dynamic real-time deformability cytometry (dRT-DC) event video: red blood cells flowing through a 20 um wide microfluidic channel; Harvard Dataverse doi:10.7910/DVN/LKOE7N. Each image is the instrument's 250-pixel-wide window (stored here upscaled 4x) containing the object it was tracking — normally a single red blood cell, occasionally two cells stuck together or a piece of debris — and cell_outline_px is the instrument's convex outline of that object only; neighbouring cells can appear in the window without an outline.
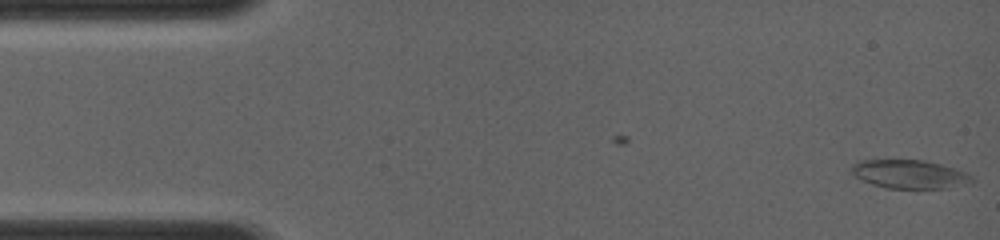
{"species": "common noctule bat (a hibernating species)", "species_latin": "Nyctalus noctula", "temperature_condition": "room temperature", "stored_images_in_passage": 3, "camera_frame_rate_fps": 4000, "um_per_image_px": 0.085, "animal": {"sex": "female", "body_mass_g": 19.0, "forearm_length_mm": 56.7}, "frame": {"image": 1, "passage_image": 3, "time_ms": 1.25, "image_size_px": [1000, 240], "cell_outline_px": [[976, 180], [944, 188], [884, 188], [872, 184], [856, 176], [848, 168], [852, 164], [860, 160], [924, 160], [940, 164], [964, 172], [972, 176]], "centroid_in_image_um": [77.24, 14.79], "position_along_channel_um": 7.8, "area_um2": 19.71}}